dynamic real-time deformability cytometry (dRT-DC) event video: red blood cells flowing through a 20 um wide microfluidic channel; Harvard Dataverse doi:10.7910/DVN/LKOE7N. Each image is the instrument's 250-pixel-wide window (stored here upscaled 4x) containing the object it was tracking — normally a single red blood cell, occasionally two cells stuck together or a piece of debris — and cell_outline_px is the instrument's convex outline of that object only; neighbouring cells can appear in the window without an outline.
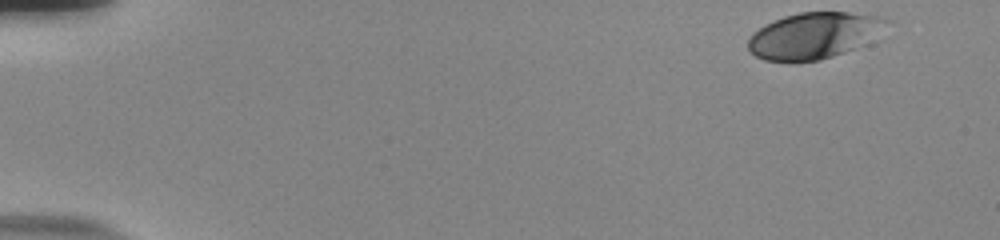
{"species": "human", "species_latin": "Homo sapiens", "temperature_condition": "room temperature", "stored_images_in_passage": 53, "camera_frame_rate_fps": 3000, "um_per_image_px": 0.085, "donor": {"sex": "male"}, "frame": {"image": 1, "passage_image": 1, "time_ms": 0.0, "image_size_px": [1000, 240], "cell_outline_px": [[892, 20], [864, 44], [856, 48], [820, 60], [764, 60], [756, 56], [748, 48], [748, 40], [752, 32], [764, 24], [784, 16], [800, 12], [848, 12], [884, 16]], "centroid_in_image_um": [69.18, 2.99], "position_along_channel_um": 15.8, "area_um2": 36.99}}
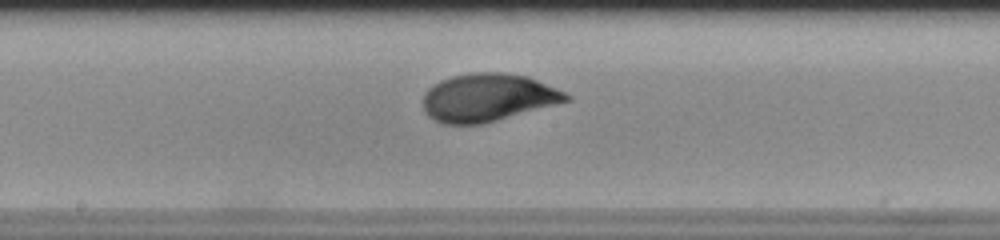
{"frame": {"image": 2, "passage_image": 28, "time_ms": 9.0, "image_size_px": [1000, 240], "cell_outline_px": [[572, 100], [484, 124], [444, 124], [428, 116], [424, 112], [424, 92], [428, 88], [440, 80], [452, 76], [472, 72], [504, 72], [528, 76], [564, 92], [572, 96]], "centroid_in_image_um": [41.47, 8.29], "position_along_channel_um": 206.7, "area_um2": 40.11}}
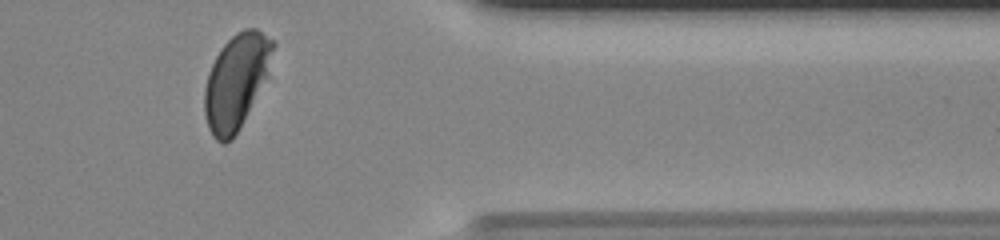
{"frame": {"image": 3, "passage_image": 44, "time_ms": 14.333, "image_size_px": [1000, 240], "cell_outline_px": [[276, 44], [268, 76], [232, 140], [224, 144], [216, 140], [212, 136], [208, 128], [204, 116], [204, 88], [208, 72], [220, 48], [236, 32], [244, 28], [256, 28], [276, 40]], "centroid_in_image_um": [20.09, 6.89], "position_along_channel_um": 391.3, "area_um2": 38.09}, "authors_computed_cell_mechanics": {"area_um2": 38.3792, "velocity_mm_per_s": 3.7079, "shape_relaxation_time_tau1_ms": 3.2399, "shape_relaxation_time_tau2_ms": null, "deformation_change_tau1": 0.1719, "deformation_change_tau2": null}}